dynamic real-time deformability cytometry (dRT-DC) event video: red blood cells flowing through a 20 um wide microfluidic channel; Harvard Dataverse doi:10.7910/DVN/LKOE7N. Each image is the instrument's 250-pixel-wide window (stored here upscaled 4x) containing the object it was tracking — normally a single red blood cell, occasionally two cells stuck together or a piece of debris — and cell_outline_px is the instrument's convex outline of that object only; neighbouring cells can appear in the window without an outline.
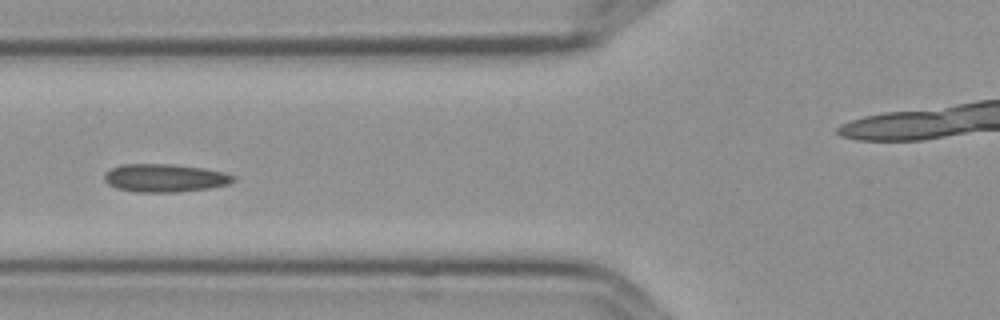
{"species": "Egyptian fruit bat (a non-hibernating species)", "species_latin": "Rousettus aegyptiacus", "temperature_condition": "cold", "stored_images_in_passage": 7, "camera_frame_rate_fps": 3000, "um_per_image_px": 0.085, "frame": {"image": 1, "passage_image": 6, "time_ms": 1.667, "image_size_px": [1000, 320], "cell_outline_px": [[236, 180], [228, 184], [208, 188], [176, 192], [136, 192], [116, 188], [108, 184], [104, 180], [104, 172], [120, 164], [168, 164], [204, 168], [224, 172], [236, 176]], "centroid_in_image_um": [13.99, 15.12], "position_along_channel_um": 111.8, "area_um2": 21.15}}
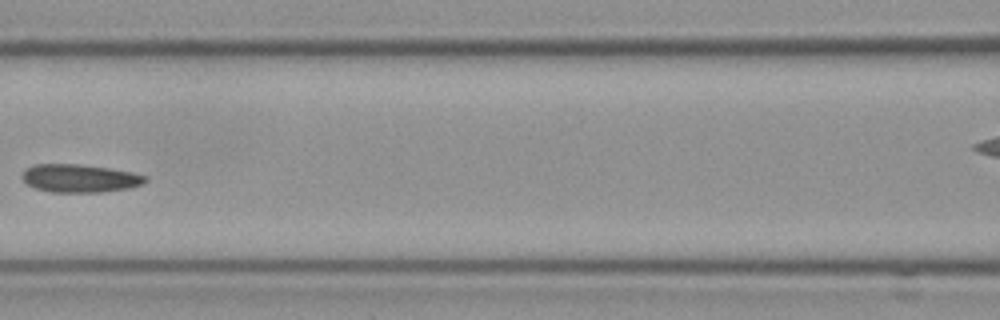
{"frame": {"image": 2, "passage_image": 7, "time_ms": 2.0, "image_size_px": [1000, 320], "cell_outline_px": [[148, 180], [144, 184], [128, 188], [100, 192], [52, 192], [36, 188], [28, 184], [20, 176], [28, 168], [36, 164], [76, 164], [108, 168], [132, 172], [148, 176]], "centroid_in_image_um": [6.82, 15.16], "position_along_channel_um": 159.8, "area_um2": 20.0}}